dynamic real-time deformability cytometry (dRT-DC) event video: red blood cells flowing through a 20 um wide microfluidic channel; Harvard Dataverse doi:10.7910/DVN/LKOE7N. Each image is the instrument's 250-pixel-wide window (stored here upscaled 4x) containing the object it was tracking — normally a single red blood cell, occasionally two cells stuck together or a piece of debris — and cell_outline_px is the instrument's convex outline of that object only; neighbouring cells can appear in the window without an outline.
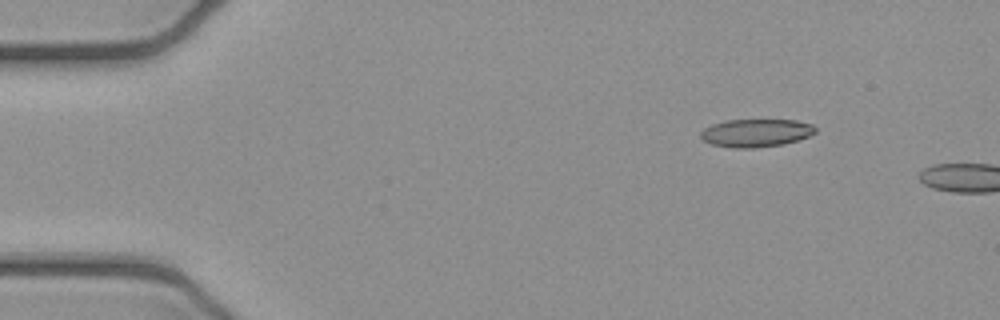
{"species": "common noctule bat (a hibernating species)", "species_latin": "Nyctalus noctula", "temperature_condition": "cold", "stored_images_in_passage": 3, "camera_frame_rate_fps": 3000, "um_per_image_px": 0.085, "animal": {"sex": "female", "body_mass_g": 21.9}, "frame": {"image": 1, "passage_image": 2, "time_ms": 0.333, "image_size_px": [1000, 320], "cell_outline_px": [[816, 132], [808, 136], [784, 144], [752, 148], [736, 148], [712, 144], [704, 140], [700, 136], [700, 132], [704, 128], [712, 124], [724, 120], [796, 120], [812, 124], [816, 128]], "centroid_in_image_um": [64.25, 11.29], "position_along_channel_um": 20.8, "area_um2": 18.61}}